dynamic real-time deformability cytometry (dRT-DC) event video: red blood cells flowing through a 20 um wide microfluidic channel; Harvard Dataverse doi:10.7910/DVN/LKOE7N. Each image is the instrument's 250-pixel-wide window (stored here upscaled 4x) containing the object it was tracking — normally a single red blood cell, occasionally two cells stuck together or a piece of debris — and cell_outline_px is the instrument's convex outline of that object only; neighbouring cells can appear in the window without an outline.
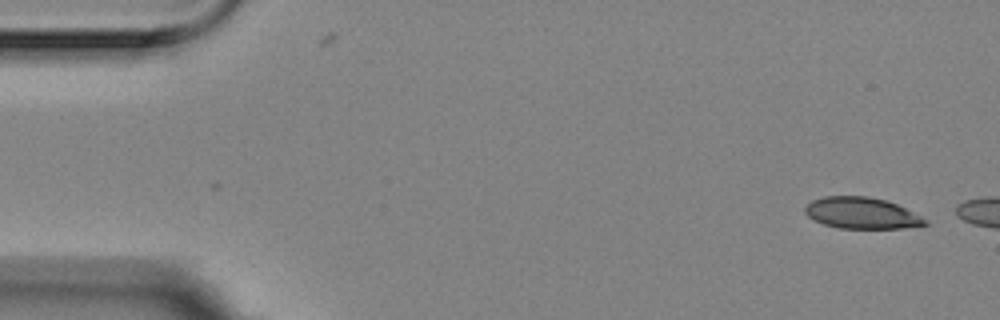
{"species": "Egyptian fruit bat (a non-hibernating species)", "species_latin": "Rousettus aegyptiacus", "temperature_condition": "room temperature", "stored_images_in_passage": 6, "camera_frame_rate_fps": 3000, "um_per_image_px": 0.085, "animal": {"sex": "female"}, "frame": {"image": 1, "passage_image": 1, "time_ms": 0.0, "image_size_px": [1000, 320], "cell_outline_px": [[928, 224], [900, 228], [840, 228], [824, 224], [808, 216], [804, 212], [804, 208], [812, 200], [824, 196], [868, 196], [884, 200], [896, 204], [920, 216]], "centroid_in_image_um": [73.18, 18.1], "position_along_channel_um": 11.8, "area_um2": 21.5}}